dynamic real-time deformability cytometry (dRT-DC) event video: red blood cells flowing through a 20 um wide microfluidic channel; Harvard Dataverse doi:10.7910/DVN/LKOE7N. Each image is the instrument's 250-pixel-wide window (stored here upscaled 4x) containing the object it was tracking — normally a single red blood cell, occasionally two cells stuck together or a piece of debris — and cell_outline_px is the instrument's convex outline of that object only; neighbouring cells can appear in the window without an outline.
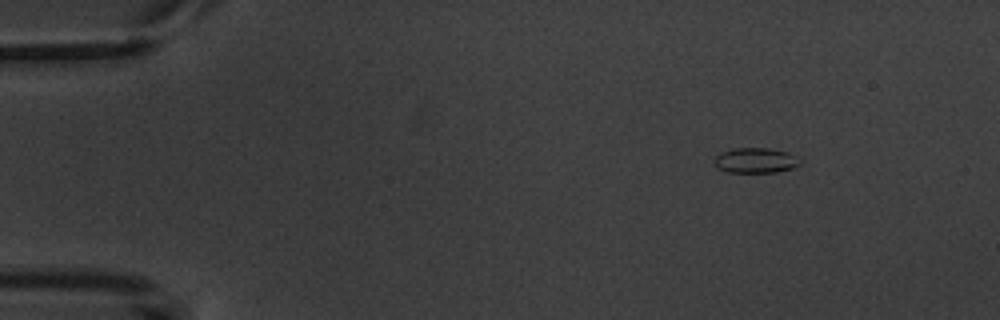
{"species": "common noctule bat (a hibernating species)", "species_latin": "Nyctalus noctula", "temperature_condition": "warm", "stored_images_in_passage": 3, "camera_frame_rate_fps": 3000, "um_per_image_px": 0.085, "animal": {"sex": "male", "body_mass_g": 20.1, "forearm_length_mm": 53.5}, "frame": {"image": 1, "passage_image": 1, "time_ms": 0.0, "image_size_px": [1000, 320], "cell_outline_px": [[800, 164], [792, 168], [776, 172], [728, 172], [716, 168], [712, 160], [720, 152], [736, 148], [768, 148], [788, 152], [800, 160]], "centroid_in_image_um": [64.17, 13.64], "position_along_channel_um": 20.8, "area_um2": 12.6}}
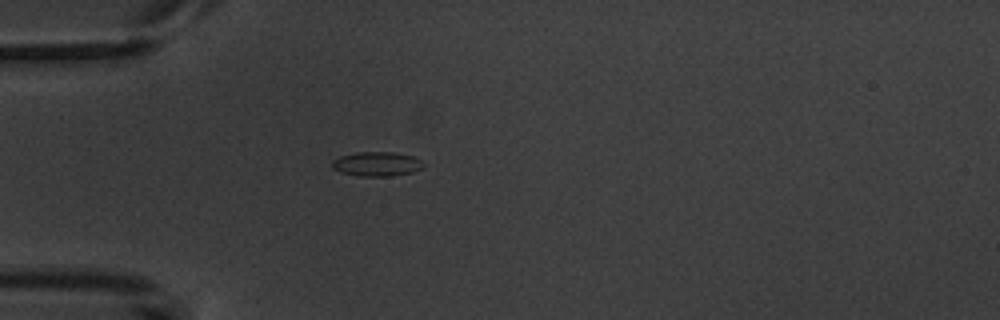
{"frame": {"image": 2, "passage_image": 3, "time_ms": 3.0, "image_size_px": [1000, 320], "cell_outline_px": [[424, 164], [420, 168], [412, 172], [392, 176], [360, 176], [340, 172], [332, 168], [332, 160], [340, 156], [356, 152], [392, 152], [412, 156], [420, 160]], "centroid_in_image_um": [31.99, 13.94], "position_along_channel_um": 53.0, "area_um2": 12.89}}